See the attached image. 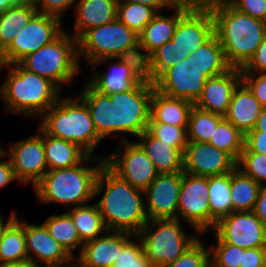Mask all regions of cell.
Wrapping results in <instances>:
<instances>
[{
	"label": "cell",
	"mask_w": 266,
	"mask_h": 267,
	"mask_svg": "<svg viewBox=\"0 0 266 267\" xmlns=\"http://www.w3.org/2000/svg\"><path fill=\"white\" fill-rule=\"evenodd\" d=\"M80 98L89 108L97 134L103 139L120 132L141 135L150 120V103L154 85L140 82L134 89L103 95L88 83Z\"/></svg>",
	"instance_id": "6da1fadb"
},
{
	"label": "cell",
	"mask_w": 266,
	"mask_h": 267,
	"mask_svg": "<svg viewBox=\"0 0 266 267\" xmlns=\"http://www.w3.org/2000/svg\"><path fill=\"white\" fill-rule=\"evenodd\" d=\"M103 189L105 193L96 205L107 230L138 235L148 221L142 198L144 191L131 186L105 163L95 182L94 197L101 194Z\"/></svg>",
	"instance_id": "7a4b0ae2"
},
{
	"label": "cell",
	"mask_w": 266,
	"mask_h": 267,
	"mask_svg": "<svg viewBox=\"0 0 266 267\" xmlns=\"http://www.w3.org/2000/svg\"><path fill=\"white\" fill-rule=\"evenodd\" d=\"M214 21V34L232 68L242 69L266 36V22L235 9L230 3L204 4Z\"/></svg>",
	"instance_id": "3957f363"
},
{
	"label": "cell",
	"mask_w": 266,
	"mask_h": 267,
	"mask_svg": "<svg viewBox=\"0 0 266 267\" xmlns=\"http://www.w3.org/2000/svg\"><path fill=\"white\" fill-rule=\"evenodd\" d=\"M11 65H7L10 72L0 87L7 112L40 116L57 103L60 89L53 82L27 71L19 63Z\"/></svg>",
	"instance_id": "277c9868"
},
{
	"label": "cell",
	"mask_w": 266,
	"mask_h": 267,
	"mask_svg": "<svg viewBox=\"0 0 266 267\" xmlns=\"http://www.w3.org/2000/svg\"><path fill=\"white\" fill-rule=\"evenodd\" d=\"M105 163L104 157L98 159L95 167L76 166L48 170L34 186L39 202L74 205L87 204L94 197L95 182Z\"/></svg>",
	"instance_id": "5b68a950"
},
{
	"label": "cell",
	"mask_w": 266,
	"mask_h": 267,
	"mask_svg": "<svg viewBox=\"0 0 266 267\" xmlns=\"http://www.w3.org/2000/svg\"><path fill=\"white\" fill-rule=\"evenodd\" d=\"M42 117L40 127L48 135L70 141L90 156L102 140L95 130L89 108L80 97L57 101Z\"/></svg>",
	"instance_id": "8992f818"
},
{
	"label": "cell",
	"mask_w": 266,
	"mask_h": 267,
	"mask_svg": "<svg viewBox=\"0 0 266 267\" xmlns=\"http://www.w3.org/2000/svg\"><path fill=\"white\" fill-rule=\"evenodd\" d=\"M66 33L63 31L51 43L19 62L24 69L48 79L59 89V85L71 83L75 73L80 69L77 40Z\"/></svg>",
	"instance_id": "52a82bcc"
},
{
	"label": "cell",
	"mask_w": 266,
	"mask_h": 267,
	"mask_svg": "<svg viewBox=\"0 0 266 267\" xmlns=\"http://www.w3.org/2000/svg\"><path fill=\"white\" fill-rule=\"evenodd\" d=\"M180 219L148 220L136 237L141 239L146 257L154 267L174 262L196 240L183 231ZM151 226H156L150 231Z\"/></svg>",
	"instance_id": "ba28073f"
},
{
	"label": "cell",
	"mask_w": 266,
	"mask_h": 267,
	"mask_svg": "<svg viewBox=\"0 0 266 267\" xmlns=\"http://www.w3.org/2000/svg\"><path fill=\"white\" fill-rule=\"evenodd\" d=\"M138 42V35L116 18L88 29L77 39L78 58L84 55L90 65L103 58H116Z\"/></svg>",
	"instance_id": "9c48e42d"
},
{
	"label": "cell",
	"mask_w": 266,
	"mask_h": 267,
	"mask_svg": "<svg viewBox=\"0 0 266 267\" xmlns=\"http://www.w3.org/2000/svg\"><path fill=\"white\" fill-rule=\"evenodd\" d=\"M60 26V18L37 12L0 54L3 65L19 63L27 55L51 43L63 32Z\"/></svg>",
	"instance_id": "30bf717a"
},
{
	"label": "cell",
	"mask_w": 266,
	"mask_h": 267,
	"mask_svg": "<svg viewBox=\"0 0 266 267\" xmlns=\"http://www.w3.org/2000/svg\"><path fill=\"white\" fill-rule=\"evenodd\" d=\"M122 146L108 156L105 164L131 186L144 191L159 174L143 148L137 143L122 140Z\"/></svg>",
	"instance_id": "8fae6325"
},
{
	"label": "cell",
	"mask_w": 266,
	"mask_h": 267,
	"mask_svg": "<svg viewBox=\"0 0 266 267\" xmlns=\"http://www.w3.org/2000/svg\"><path fill=\"white\" fill-rule=\"evenodd\" d=\"M208 77L193 60L186 58L166 69L155 81L154 88L171 98L195 104L203 92Z\"/></svg>",
	"instance_id": "7c38bea8"
},
{
	"label": "cell",
	"mask_w": 266,
	"mask_h": 267,
	"mask_svg": "<svg viewBox=\"0 0 266 267\" xmlns=\"http://www.w3.org/2000/svg\"><path fill=\"white\" fill-rule=\"evenodd\" d=\"M180 216L201 234L210 229L208 177L183 173L177 219Z\"/></svg>",
	"instance_id": "4fadbf2b"
},
{
	"label": "cell",
	"mask_w": 266,
	"mask_h": 267,
	"mask_svg": "<svg viewBox=\"0 0 266 267\" xmlns=\"http://www.w3.org/2000/svg\"><path fill=\"white\" fill-rule=\"evenodd\" d=\"M226 243L243 249L266 248V227L251 212H232L221 218L213 228Z\"/></svg>",
	"instance_id": "5bb4252c"
},
{
	"label": "cell",
	"mask_w": 266,
	"mask_h": 267,
	"mask_svg": "<svg viewBox=\"0 0 266 267\" xmlns=\"http://www.w3.org/2000/svg\"><path fill=\"white\" fill-rule=\"evenodd\" d=\"M40 133L27 139L14 142L11 150L3 151L9 154V160L16 178L22 184L30 182L35 186L48 171L43 147V129Z\"/></svg>",
	"instance_id": "9a60e30c"
},
{
	"label": "cell",
	"mask_w": 266,
	"mask_h": 267,
	"mask_svg": "<svg viewBox=\"0 0 266 267\" xmlns=\"http://www.w3.org/2000/svg\"><path fill=\"white\" fill-rule=\"evenodd\" d=\"M183 171L158 174L144 190L148 220L176 219Z\"/></svg>",
	"instance_id": "2e32d148"
},
{
	"label": "cell",
	"mask_w": 266,
	"mask_h": 267,
	"mask_svg": "<svg viewBox=\"0 0 266 267\" xmlns=\"http://www.w3.org/2000/svg\"><path fill=\"white\" fill-rule=\"evenodd\" d=\"M236 168V161L226 152L207 142H192L183 153V172L203 177L223 175Z\"/></svg>",
	"instance_id": "e0dca14e"
},
{
	"label": "cell",
	"mask_w": 266,
	"mask_h": 267,
	"mask_svg": "<svg viewBox=\"0 0 266 267\" xmlns=\"http://www.w3.org/2000/svg\"><path fill=\"white\" fill-rule=\"evenodd\" d=\"M214 35L211 10L197 1L179 20L172 41L193 53Z\"/></svg>",
	"instance_id": "ac0fdd59"
},
{
	"label": "cell",
	"mask_w": 266,
	"mask_h": 267,
	"mask_svg": "<svg viewBox=\"0 0 266 267\" xmlns=\"http://www.w3.org/2000/svg\"><path fill=\"white\" fill-rule=\"evenodd\" d=\"M24 234L26 238V251L28 260L40 267L38 262H43L46 267H57L72 261V258L64 248L49 234L44 224H27L24 222ZM34 253L37 259H34ZM37 260V261H36Z\"/></svg>",
	"instance_id": "d6986e66"
},
{
	"label": "cell",
	"mask_w": 266,
	"mask_h": 267,
	"mask_svg": "<svg viewBox=\"0 0 266 267\" xmlns=\"http://www.w3.org/2000/svg\"><path fill=\"white\" fill-rule=\"evenodd\" d=\"M242 81L241 69L231 68L224 74L208 78L203 92L194 104L199 109L224 116L234 89Z\"/></svg>",
	"instance_id": "ffe728a7"
},
{
	"label": "cell",
	"mask_w": 266,
	"mask_h": 267,
	"mask_svg": "<svg viewBox=\"0 0 266 267\" xmlns=\"http://www.w3.org/2000/svg\"><path fill=\"white\" fill-rule=\"evenodd\" d=\"M129 236L135 237L134 234L123 231L100 235L83 244L78 260L85 267H111L118 251L130 240Z\"/></svg>",
	"instance_id": "44dd1931"
},
{
	"label": "cell",
	"mask_w": 266,
	"mask_h": 267,
	"mask_svg": "<svg viewBox=\"0 0 266 267\" xmlns=\"http://www.w3.org/2000/svg\"><path fill=\"white\" fill-rule=\"evenodd\" d=\"M196 0H179L171 17L157 13L138 36L139 42L151 54L164 43L171 41L178 20L196 3Z\"/></svg>",
	"instance_id": "7402d4cb"
},
{
	"label": "cell",
	"mask_w": 266,
	"mask_h": 267,
	"mask_svg": "<svg viewBox=\"0 0 266 267\" xmlns=\"http://www.w3.org/2000/svg\"><path fill=\"white\" fill-rule=\"evenodd\" d=\"M262 108L249 88L241 81L233 91L224 119L246 135L253 130Z\"/></svg>",
	"instance_id": "603a6c76"
},
{
	"label": "cell",
	"mask_w": 266,
	"mask_h": 267,
	"mask_svg": "<svg viewBox=\"0 0 266 267\" xmlns=\"http://www.w3.org/2000/svg\"><path fill=\"white\" fill-rule=\"evenodd\" d=\"M75 6L76 40L88 29L108 24L117 18V0H79Z\"/></svg>",
	"instance_id": "cb8c5ba5"
},
{
	"label": "cell",
	"mask_w": 266,
	"mask_h": 267,
	"mask_svg": "<svg viewBox=\"0 0 266 267\" xmlns=\"http://www.w3.org/2000/svg\"><path fill=\"white\" fill-rule=\"evenodd\" d=\"M137 142L150 158L159 174L183 171V153L154 137L148 130L138 136Z\"/></svg>",
	"instance_id": "d4e9b609"
},
{
	"label": "cell",
	"mask_w": 266,
	"mask_h": 267,
	"mask_svg": "<svg viewBox=\"0 0 266 267\" xmlns=\"http://www.w3.org/2000/svg\"><path fill=\"white\" fill-rule=\"evenodd\" d=\"M113 59L118 62L112 64V69L109 72L97 73L87 82L93 89L103 95L132 90L141 82L131 72L130 68L117 58H103L90 65H97Z\"/></svg>",
	"instance_id": "484cf974"
},
{
	"label": "cell",
	"mask_w": 266,
	"mask_h": 267,
	"mask_svg": "<svg viewBox=\"0 0 266 267\" xmlns=\"http://www.w3.org/2000/svg\"><path fill=\"white\" fill-rule=\"evenodd\" d=\"M194 104L190 101L166 96L156 89L152 92L149 122L188 126L189 114Z\"/></svg>",
	"instance_id": "4316f807"
},
{
	"label": "cell",
	"mask_w": 266,
	"mask_h": 267,
	"mask_svg": "<svg viewBox=\"0 0 266 267\" xmlns=\"http://www.w3.org/2000/svg\"><path fill=\"white\" fill-rule=\"evenodd\" d=\"M43 147L48 170L76 166L83 161L88 162L91 158L78 145L67 140L52 137L44 130Z\"/></svg>",
	"instance_id": "83f0119b"
},
{
	"label": "cell",
	"mask_w": 266,
	"mask_h": 267,
	"mask_svg": "<svg viewBox=\"0 0 266 267\" xmlns=\"http://www.w3.org/2000/svg\"><path fill=\"white\" fill-rule=\"evenodd\" d=\"M36 13L37 9L31 0H19L5 12L0 13V54Z\"/></svg>",
	"instance_id": "f1b7e54d"
},
{
	"label": "cell",
	"mask_w": 266,
	"mask_h": 267,
	"mask_svg": "<svg viewBox=\"0 0 266 267\" xmlns=\"http://www.w3.org/2000/svg\"><path fill=\"white\" fill-rule=\"evenodd\" d=\"M189 59L193 60L208 78L224 74L232 68L215 34L191 53Z\"/></svg>",
	"instance_id": "f546056e"
},
{
	"label": "cell",
	"mask_w": 266,
	"mask_h": 267,
	"mask_svg": "<svg viewBox=\"0 0 266 267\" xmlns=\"http://www.w3.org/2000/svg\"><path fill=\"white\" fill-rule=\"evenodd\" d=\"M208 198L210 207V228L223 217L232 213L230 197V172L208 177Z\"/></svg>",
	"instance_id": "4dcf8cb0"
},
{
	"label": "cell",
	"mask_w": 266,
	"mask_h": 267,
	"mask_svg": "<svg viewBox=\"0 0 266 267\" xmlns=\"http://www.w3.org/2000/svg\"><path fill=\"white\" fill-rule=\"evenodd\" d=\"M261 185L235 168L230 172L232 212H251L254 209Z\"/></svg>",
	"instance_id": "1f68e13d"
},
{
	"label": "cell",
	"mask_w": 266,
	"mask_h": 267,
	"mask_svg": "<svg viewBox=\"0 0 266 267\" xmlns=\"http://www.w3.org/2000/svg\"><path fill=\"white\" fill-rule=\"evenodd\" d=\"M67 213L73 219L79 238L83 244L92 241L99 237V234L102 235L104 231H107L96 203L74 207Z\"/></svg>",
	"instance_id": "d6a6232c"
},
{
	"label": "cell",
	"mask_w": 266,
	"mask_h": 267,
	"mask_svg": "<svg viewBox=\"0 0 266 267\" xmlns=\"http://www.w3.org/2000/svg\"><path fill=\"white\" fill-rule=\"evenodd\" d=\"M28 260L24 222L16 218L6 227L0 239V262Z\"/></svg>",
	"instance_id": "836d02e7"
},
{
	"label": "cell",
	"mask_w": 266,
	"mask_h": 267,
	"mask_svg": "<svg viewBox=\"0 0 266 267\" xmlns=\"http://www.w3.org/2000/svg\"><path fill=\"white\" fill-rule=\"evenodd\" d=\"M43 224L47 228L49 234L72 258H75L73 250H76L78 246H81V253L83 243L79 238L73 219L67 212L62 215H51Z\"/></svg>",
	"instance_id": "e575fe53"
},
{
	"label": "cell",
	"mask_w": 266,
	"mask_h": 267,
	"mask_svg": "<svg viewBox=\"0 0 266 267\" xmlns=\"http://www.w3.org/2000/svg\"><path fill=\"white\" fill-rule=\"evenodd\" d=\"M141 50L145 53H141ZM116 58L126 64L139 81L152 85L155 84L152 54L140 42L126 48Z\"/></svg>",
	"instance_id": "d590c367"
},
{
	"label": "cell",
	"mask_w": 266,
	"mask_h": 267,
	"mask_svg": "<svg viewBox=\"0 0 266 267\" xmlns=\"http://www.w3.org/2000/svg\"><path fill=\"white\" fill-rule=\"evenodd\" d=\"M224 116L193 106L188 119L187 138L192 142H209Z\"/></svg>",
	"instance_id": "8d00e7d4"
},
{
	"label": "cell",
	"mask_w": 266,
	"mask_h": 267,
	"mask_svg": "<svg viewBox=\"0 0 266 267\" xmlns=\"http://www.w3.org/2000/svg\"><path fill=\"white\" fill-rule=\"evenodd\" d=\"M244 140L245 135L232 123L223 119L208 143L228 153L237 162L244 148Z\"/></svg>",
	"instance_id": "74e56055"
},
{
	"label": "cell",
	"mask_w": 266,
	"mask_h": 267,
	"mask_svg": "<svg viewBox=\"0 0 266 267\" xmlns=\"http://www.w3.org/2000/svg\"><path fill=\"white\" fill-rule=\"evenodd\" d=\"M157 13L152 7L139 3L117 4V19L138 36Z\"/></svg>",
	"instance_id": "f35d334b"
},
{
	"label": "cell",
	"mask_w": 266,
	"mask_h": 267,
	"mask_svg": "<svg viewBox=\"0 0 266 267\" xmlns=\"http://www.w3.org/2000/svg\"><path fill=\"white\" fill-rule=\"evenodd\" d=\"M190 53L172 40L164 43L152 53V66L156 79L168 68L189 58Z\"/></svg>",
	"instance_id": "ab89813d"
},
{
	"label": "cell",
	"mask_w": 266,
	"mask_h": 267,
	"mask_svg": "<svg viewBox=\"0 0 266 267\" xmlns=\"http://www.w3.org/2000/svg\"><path fill=\"white\" fill-rule=\"evenodd\" d=\"M147 130L159 140L179 149L182 153L188 144L187 126L149 122Z\"/></svg>",
	"instance_id": "60d3db41"
},
{
	"label": "cell",
	"mask_w": 266,
	"mask_h": 267,
	"mask_svg": "<svg viewBox=\"0 0 266 267\" xmlns=\"http://www.w3.org/2000/svg\"><path fill=\"white\" fill-rule=\"evenodd\" d=\"M236 168L244 175L251 177L255 182L264 185L266 181V156L261 153L251 152L245 145L236 162Z\"/></svg>",
	"instance_id": "b9f144b4"
},
{
	"label": "cell",
	"mask_w": 266,
	"mask_h": 267,
	"mask_svg": "<svg viewBox=\"0 0 266 267\" xmlns=\"http://www.w3.org/2000/svg\"><path fill=\"white\" fill-rule=\"evenodd\" d=\"M215 247L210 248V267H240L242 265L243 248L223 242L216 235Z\"/></svg>",
	"instance_id": "7bdbcfd3"
},
{
	"label": "cell",
	"mask_w": 266,
	"mask_h": 267,
	"mask_svg": "<svg viewBox=\"0 0 266 267\" xmlns=\"http://www.w3.org/2000/svg\"><path fill=\"white\" fill-rule=\"evenodd\" d=\"M111 267H154L148 260L144 253L143 244L141 239L136 244L133 240H129L118 251V256L114 260Z\"/></svg>",
	"instance_id": "ee69618b"
},
{
	"label": "cell",
	"mask_w": 266,
	"mask_h": 267,
	"mask_svg": "<svg viewBox=\"0 0 266 267\" xmlns=\"http://www.w3.org/2000/svg\"><path fill=\"white\" fill-rule=\"evenodd\" d=\"M197 239L180 257L174 262L160 267H210V248L206 249Z\"/></svg>",
	"instance_id": "f6af8a7d"
},
{
	"label": "cell",
	"mask_w": 266,
	"mask_h": 267,
	"mask_svg": "<svg viewBox=\"0 0 266 267\" xmlns=\"http://www.w3.org/2000/svg\"><path fill=\"white\" fill-rule=\"evenodd\" d=\"M242 73V82L249 88L262 107H266V73Z\"/></svg>",
	"instance_id": "bcb514c9"
},
{
	"label": "cell",
	"mask_w": 266,
	"mask_h": 267,
	"mask_svg": "<svg viewBox=\"0 0 266 267\" xmlns=\"http://www.w3.org/2000/svg\"><path fill=\"white\" fill-rule=\"evenodd\" d=\"M230 4L238 11L266 22V0H233Z\"/></svg>",
	"instance_id": "7dc6e473"
},
{
	"label": "cell",
	"mask_w": 266,
	"mask_h": 267,
	"mask_svg": "<svg viewBox=\"0 0 266 267\" xmlns=\"http://www.w3.org/2000/svg\"><path fill=\"white\" fill-rule=\"evenodd\" d=\"M38 13L55 16L61 19V13L66 11L76 0H31ZM39 7L41 10H39Z\"/></svg>",
	"instance_id": "c3c4849f"
},
{
	"label": "cell",
	"mask_w": 266,
	"mask_h": 267,
	"mask_svg": "<svg viewBox=\"0 0 266 267\" xmlns=\"http://www.w3.org/2000/svg\"><path fill=\"white\" fill-rule=\"evenodd\" d=\"M266 73V36L262 40L261 44L257 47L252 58L241 69L242 73Z\"/></svg>",
	"instance_id": "681fc988"
},
{
	"label": "cell",
	"mask_w": 266,
	"mask_h": 267,
	"mask_svg": "<svg viewBox=\"0 0 266 267\" xmlns=\"http://www.w3.org/2000/svg\"><path fill=\"white\" fill-rule=\"evenodd\" d=\"M240 267H266L265 248L244 249Z\"/></svg>",
	"instance_id": "f907efd6"
},
{
	"label": "cell",
	"mask_w": 266,
	"mask_h": 267,
	"mask_svg": "<svg viewBox=\"0 0 266 267\" xmlns=\"http://www.w3.org/2000/svg\"><path fill=\"white\" fill-rule=\"evenodd\" d=\"M244 145L251 151L266 156V133L264 131H250L245 135Z\"/></svg>",
	"instance_id": "816d5d0a"
},
{
	"label": "cell",
	"mask_w": 266,
	"mask_h": 267,
	"mask_svg": "<svg viewBox=\"0 0 266 267\" xmlns=\"http://www.w3.org/2000/svg\"><path fill=\"white\" fill-rule=\"evenodd\" d=\"M252 212L266 227V184L261 186Z\"/></svg>",
	"instance_id": "f5cc1de1"
},
{
	"label": "cell",
	"mask_w": 266,
	"mask_h": 267,
	"mask_svg": "<svg viewBox=\"0 0 266 267\" xmlns=\"http://www.w3.org/2000/svg\"><path fill=\"white\" fill-rule=\"evenodd\" d=\"M123 1V2H122ZM179 0H117L118 3H139L143 5H147L155 9L157 12H159V9L162 8H169L173 9V6L178 2Z\"/></svg>",
	"instance_id": "db71d44e"
},
{
	"label": "cell",
	"mask_w": 266,
	"mask_h": 267,
	"mask_svg": "<svg viewBox=\"0 0 266 267\" xmlns=\"http://www.w3.org/2000/svg\"><path fill=\"white\" fill-rule=\"evenodd\" d=\"M4 153L0 148V157H2ZM16 176L14 174L13 168L11 166L10 160L0 162V188L6 186L13 180H16Z\"/></svg>",
	"instance_id": "11a10c76"
},
{
	"label": "cell",
	"mask_w": 266,
	"mask_h": 267,
	"mask_svg": "<svg viewBox=\"0 0 266 267\" xmlns=\"http://www.w3.org/2000/svg\"><path fill=\"white\" fill-rule=\"evenodd\" d=\"M251 131H264L266 133V107L262 108V111L256 120V124Z\"/></svg>",
	"instance_id": "9f6ffc18"
},
{
	"label": "cell",
	"mask_w": 266,
	"mask_h": 267,
	"mask_svg": "<svg viewBox=\"0 0 266 267\" xmlns=\"http://www.w3.org/2000/svg\"><path fill=\"white\" fill-rule=\"evenodd\" d=\"M0 267H35L29 260H21L16 262H4Z\"/></svg>",
	"instance_id": "6f0895ef"
},
{
	"label": "cell",
	"mask_w": 266,
	"mask_h": 267,
	"mask_svg": "<svg viewBox=\"0 0 266 267\" xmlns=\"http://www.w3.org/2000/svg\"><path fill=\"white\" fill-rule=\"evenodd\" d=\"M16 218V212H12V214L10 215L7 223L4 224L3 220H2V216H0V239L2 238V235L6 229V227Z\"/></svg>",
	"instance_id": "680465c9"
},
{
	"label": "cell",
	"mask_w": 266,
	"mask_h": 267,
	"mask_svg": "<svg viewBox=\"0 0 266 267\" xmlns=\"http://www.w3.org/2000/svg\"><path fill=\"white\" fill-rule=\"evenodd\" d=\"M19 0H0V13L15 5Z\"/></svg>",
	"instance_id": "91938a15"
},
{
	"label": "cell",
	"mask_w": 266,
	"mask_h": 267,
	"mask_svg": "<svg viewBox=\"0 0 266 267\" xmlns=\"http://www.w3.org/2000/svg\"><path fill=\"white\" fill-rule=\"evenodd\" d=\"M233 0H201L203 4H225L231 3Z\"/></svg>",
	"instance_id": "94428289"
},
{
	"label": "cell",
	"mask_w": 266,
	"mask_h": 267,
	"mask_svg": "<svg viewBox=\"0 0 266 267\" xmlns=\"http://www.w3.org/2000/svg\"><path fill=\"white\" fill-rule=\"evenodd\" d=\"M77 264V265H76ZM76 264L73 263V265H63L64 267H85L79 260L78 263L76 262ZM62 265L57 266V267H63Z\"/></svg>",
	"instance_id": "6125c7cd"
},
{
	"label": "cell",
	"mask_w": 266,
	"mask_h": 267,
	"mask_svg": "<svg viewBox=\"0 0 266 267\" xmlns=\"http://www.w3.org/2000/svg\"><path fill=\"white\" fill-rule=\"evenodd\" d=\"M3 62H2V59L0 58V69H2L3 68Z\"/></svg>",
	"instance_id": "be15d7a7"
}]
</instances>
